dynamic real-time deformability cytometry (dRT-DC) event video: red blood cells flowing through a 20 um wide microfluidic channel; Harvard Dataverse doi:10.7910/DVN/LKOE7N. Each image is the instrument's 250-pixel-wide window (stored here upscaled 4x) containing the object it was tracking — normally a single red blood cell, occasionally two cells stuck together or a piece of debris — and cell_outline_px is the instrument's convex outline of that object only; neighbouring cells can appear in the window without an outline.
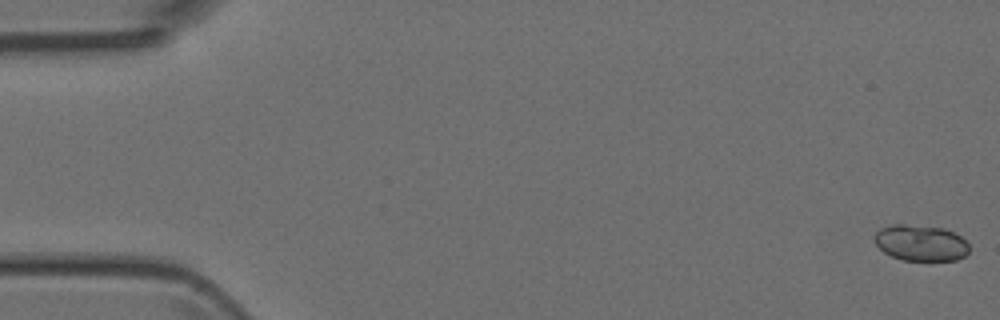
{"species": "Egyptian fruit bat (a non-hibernating species)", "species_latin": "Rousettus aegyptiacus", "temperature_condition": "room temperature", "stored_images_in_passage": 5, "camera_frame_rate_fps": 3000, "um_per_image_px": 0.085, "animal": {"sex": "female"}, "frame": {"image": 1, "passage_image": 1, "time_ms": 0.0, "image_size_px": [1000, 320], "cell_outline_px": [[968, 252], [964, 256], [956, 260], [904, 260], [892, 256], [884, 252], [876, 244], [872, 236], [880, 228], [892, 224], [904, 224], [944, 228], [960, 236], [968, 244]], "centroid_in_image_um": [78.23, 20.64], "position_along_channel_um": 6.8, "area_um2": 19.83}}
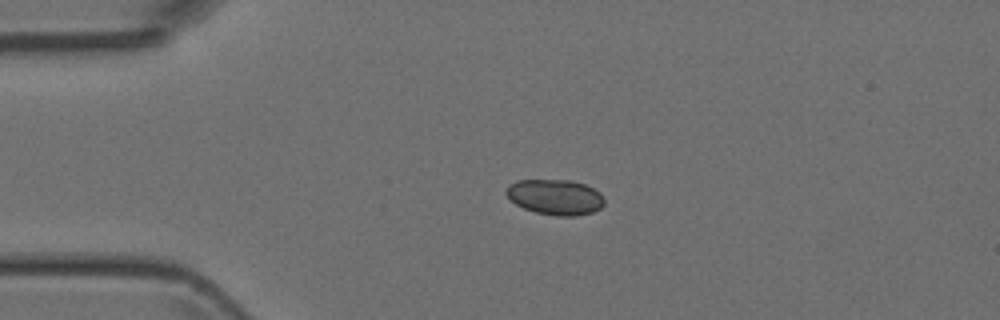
{"frame": {"image": 2, "passage_image": 4, "time_ms": 3.667, "image_size_px": [1000, 320], "cell_outline_px": [[604, 204], [600, 208], [592, 212], [576, 216], [556, 216], [536, 212], [524, 208], [516, 204], [504, 192], [508, 184], [516, 180], [568, 180], [584, 184], [600, 192], [604, 200]], "centroid_in_image_um": [47.18, 16.75], "position_along_channel_um": 37.8, "area_um2": 20.23}}